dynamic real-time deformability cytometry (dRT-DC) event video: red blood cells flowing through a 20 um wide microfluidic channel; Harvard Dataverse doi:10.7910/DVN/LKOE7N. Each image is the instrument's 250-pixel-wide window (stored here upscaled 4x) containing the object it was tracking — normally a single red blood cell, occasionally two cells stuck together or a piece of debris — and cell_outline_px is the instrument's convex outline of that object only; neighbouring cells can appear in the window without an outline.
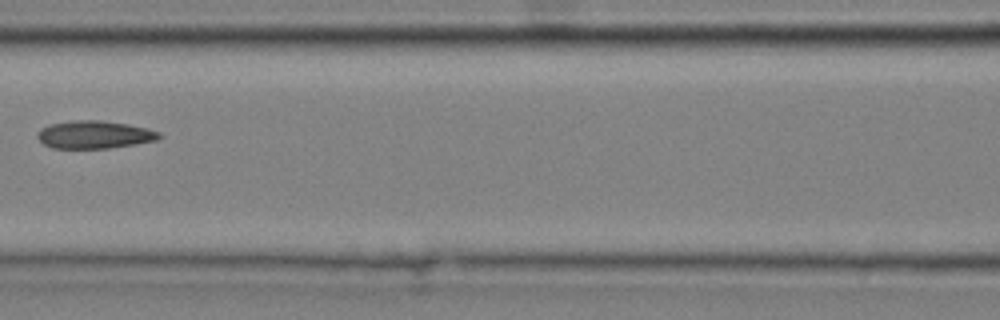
{"species": "common noctule bat (a hibernating species)", "species_latin": "Nyctalus noctula", "temperature_condition": "cold", "stored_images_in_passage": 9, "camera_frame_rate_fps": 3000, "um_per_image_px": 0.085, "animal": {"sex": "male", "body_mass_g": 20.4}, "frame": {"image": 1, "passage_image": 6, "time_ms": 1.667, "image_size_px": [1000, 320], "cell_outline_px": [[160, 136], [156, 140], [108, 148], [52, 148], [44, 144], [36, 136], [36, 132], [40, 128], [48, 124], [76, 120], [100, 120], [128, 124], [148, 128], [160, 132]], "centroid_in_image_um": [7.97, 11.43], "position_along_channel_um": 158.6, "area_um2": 19.65}}
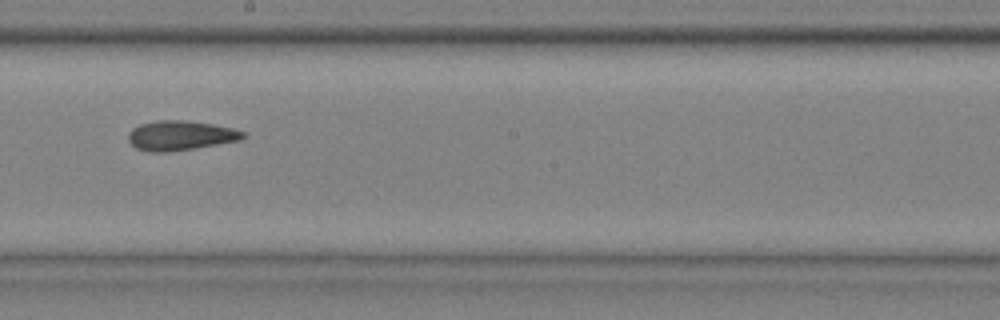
{"frame": {"image": 2, "passage_image": 8, "time_ms": 2.333, "image_size_px": [1000, 320], "cell_outline_px": [[248, 136], [240, 140], [196, 148], [168, 152], [148, 152], [136, 148], [128, 140], [128, 132], [132, 128], [140, 124], [156, 120], [184, 120], [212, 124], [232, 128], [244, 132]], "centroid_in_image_um": [15.32, 11.52], "position_along_channel_um": 232.9, "area_um2": 19.94}}
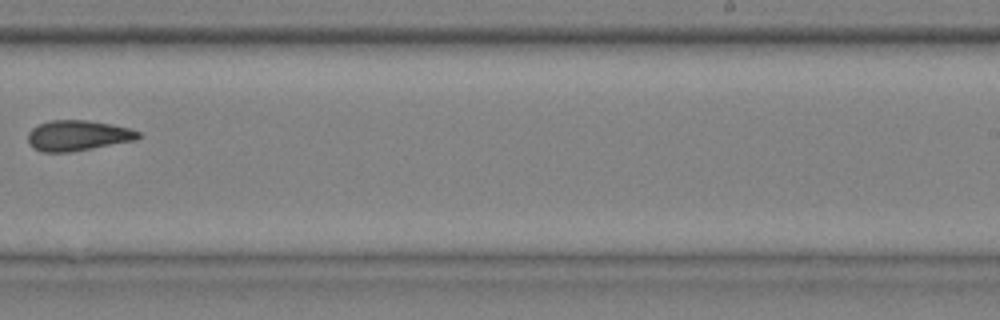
{"frame": {"image": 3, "passage_image": 9, "time_ms": 2.667, "image_size_px": [1000, 320], "cell_outline_px": [[140, 136], [136, 140], [68, 152], [44, 152], [32, 148], [28, 144], [28, 132], [36, 124], [52, 120], [88, 120], [112, 124], [132, 128], [140, 132]], "centroid_in_image_um": [6.59, 11.51], "position_along_channel_um": 282.4, "area_um2": 19.71}}